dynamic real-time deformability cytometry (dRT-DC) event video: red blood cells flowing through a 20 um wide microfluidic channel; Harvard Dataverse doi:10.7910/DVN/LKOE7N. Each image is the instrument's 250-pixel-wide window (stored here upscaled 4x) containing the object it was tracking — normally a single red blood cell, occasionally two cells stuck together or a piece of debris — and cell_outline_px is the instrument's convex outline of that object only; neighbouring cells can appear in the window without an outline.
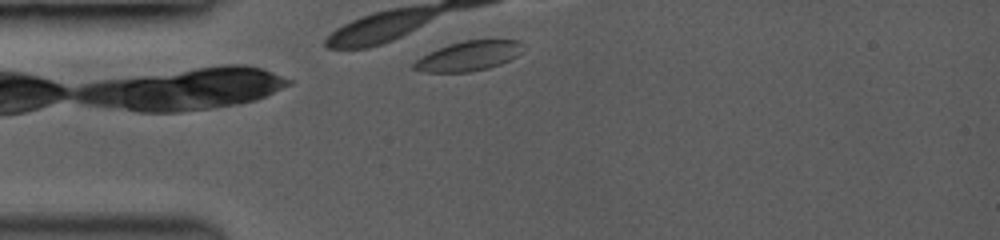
{"species": "common noctule bat (a hibernating species)", "species_latin": "Nyctalus noctula", "temperature_condition": "room temperature", "stored_images_in_passage": 9, "camera_frame_rate_fps": 3500, "um_per_image_px": 0.085, "animal": {"sex": "female", "body_mass_g": 19.0, "forearm_length_mm": 53.3}, "frame": {"image": 1, "passage_image": 1, "time_ms": 0.0, "image_size_px": [1000, 240], "cell_outline_px": [[520, 44], [516, 56], [500, 64], [468, 72], [428, 72], [412, 68], [412, 64], [416, 60], [440, 48], [464, 40], [516, 40]], "centroid_in_image_um": [39.78, 4.77], "position_along_channel_um": 45.2, "area_um2": 17.98}}